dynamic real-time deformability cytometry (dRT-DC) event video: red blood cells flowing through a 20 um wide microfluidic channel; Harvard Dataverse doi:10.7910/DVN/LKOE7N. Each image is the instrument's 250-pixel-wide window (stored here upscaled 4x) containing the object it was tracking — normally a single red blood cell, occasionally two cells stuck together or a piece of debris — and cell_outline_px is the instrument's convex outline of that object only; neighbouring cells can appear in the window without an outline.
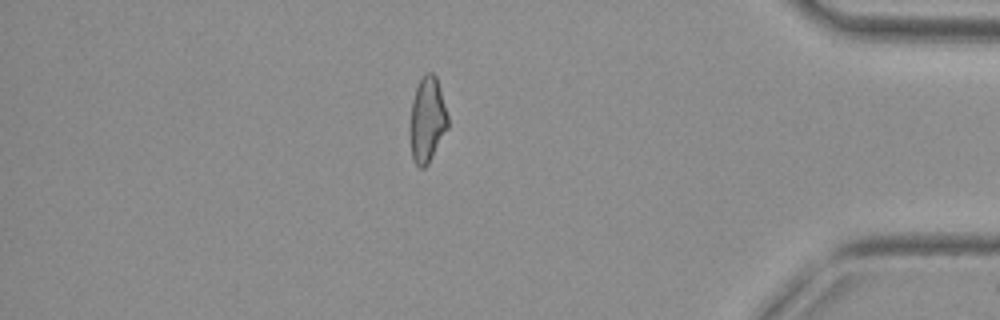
{"species": "common noctule bat (a hibernating species)", "species_latin": "Nyctalus noctula", "temperature_condition": "cold", "stored_images_in_passage": 57, "camera_frame_rate_fps": 3000, "um_per_image_px": 0.085, "animal": {"sex": "female", "body_mass_g": 29.2, "forearm_length_mm": 56.3}, "frame": {"image": 1, "passage_image": 57, "time_ms": 18.667, "image_size_px": [1000, 320], "cell_outline_px": [[448, 128], [428, 164], [424, 168], [420, 168], [412, 160], [408, 136], [408, 124], [412, 100], [416, 88], [424, 72], [432, 72], [436, 76], [448, 116]], "centroid_in_image_um": [36.27, 10.21], "position_along_channel_um": 398.9, "area_um2": 19.31}}